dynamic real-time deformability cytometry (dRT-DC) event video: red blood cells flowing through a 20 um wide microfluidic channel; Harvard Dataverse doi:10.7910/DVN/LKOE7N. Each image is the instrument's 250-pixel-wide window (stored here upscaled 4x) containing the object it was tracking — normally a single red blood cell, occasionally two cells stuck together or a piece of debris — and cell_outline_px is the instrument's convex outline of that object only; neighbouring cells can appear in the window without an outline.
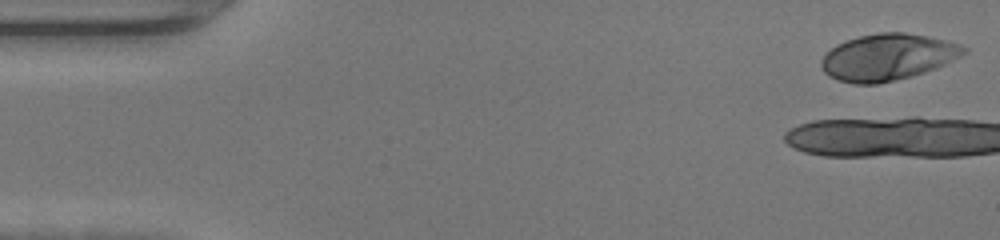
{"species": "human", "species_latin": "Homo sapiens", "temperature_condition": "warm", "stored_images_in_passage": 7, "camera_frame_rate_fps": 3000, "um_per_image_px": 0.085, "donor": {"sex": "female"}, "frame": {"image": 1, "passage_image": 1, "time_ms": 0.0, "image_size_px": [1000, 240], "cell_outline_px": [[968, 52], [936, 68], [912, 76], [876, 84], [852, 84], [836, 80], [828, 76], [824, 72], [820, 64], [820, 60], [836, 44], [860, 36], [880, 32], [904, 32], [928, 36], [944, 40], [968, 48]], "centroid_in_image_um": [75.42, 4.86], "position_along_channel_um": 9.6, "area_um2": 38.49}}